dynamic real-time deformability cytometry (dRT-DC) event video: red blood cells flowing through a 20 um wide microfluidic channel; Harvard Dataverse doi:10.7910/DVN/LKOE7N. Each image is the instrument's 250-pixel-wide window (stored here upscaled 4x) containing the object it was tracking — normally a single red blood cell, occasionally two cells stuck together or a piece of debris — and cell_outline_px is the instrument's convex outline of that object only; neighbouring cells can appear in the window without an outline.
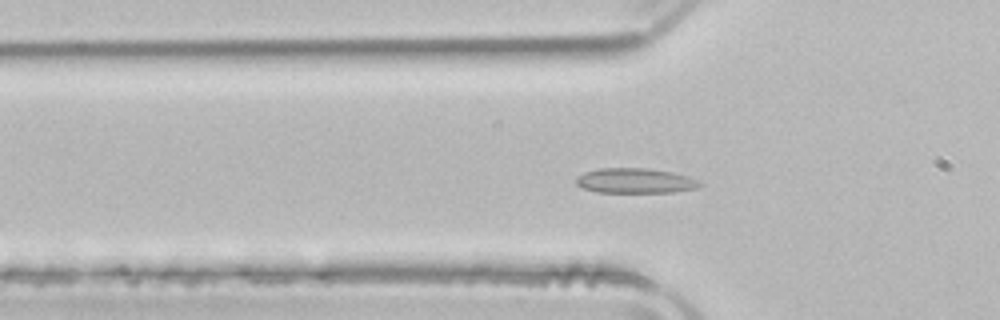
{"species": "common noctule bat (a hibernating species)", "species_latin": "Nyctalus noctula", "temperature_condition": "room temperature", "stored_images_in_passage": 51, "camera_frame_rate_fps": 3000, "um_per_image_px": 0.085, "animal": {"sex": "male", "body_mass_g": 21.5, "forearm_length_mm": 52.0}, "frame": {"image": 1, "passage_image": 16, "time_ms": 5.0, "image_size_px": [1000, 320], "cell_outline_px": [[704, 184], [696, 188], [672, 192], [596, 192], [584, 188], [576, 184], [576, 176], [584, 172], [600, 168], [648, 168], [672, 172], [688, 176], [700, 180]], "centroid_in_image_um": [54.01, 15.36], "position_along_channel_um": 71.8, "area_um2": 18.09}}
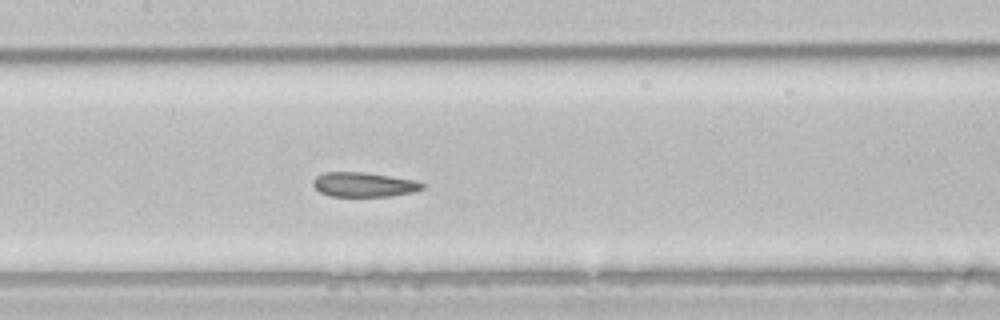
{"frame": {"image": 2, "passage_image": 24, "time_ms": 7.667, "image_size_px": [1000, 320], "cell_outline_px": [[428, 184], [424, 188], [412, 192], [392, 196], [332, 196], [320, 192], [312, 184], [312, 180], [316, 176], [324, 172], [364, 172], [416, 180]], "centroid_in_image_um": [30.96, 15.68], "position_along_channel_um": 176.4, "area_um2": 15.72}}
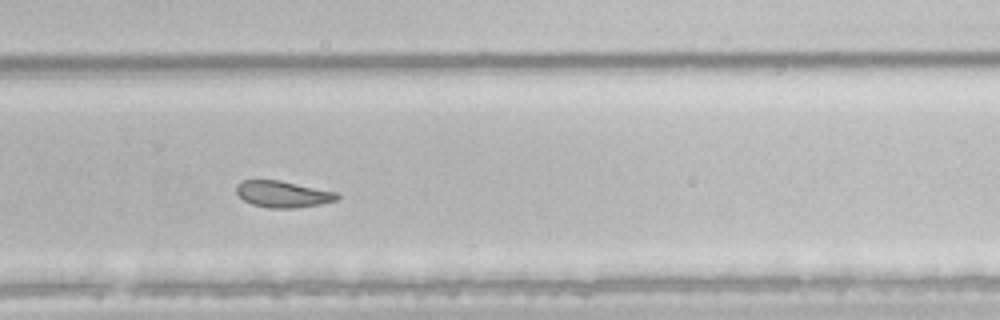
{"frame": {"image": 3, "passage_image": 34, "time_ms": 11.0, "image_size_px": [1000, 320], "cell_outline_px": [[340, 196], [336, 200], [320, 204], [296, 208], [268, 208], [252, 204], [244, 200], [236, 192], [236, 184], [244, 180], [280, 180], [340, 192]], "centroid_in_image_um": [24.08, 16.49], "position_along_channel_um": 305.7, "area_um2": 15.72}, "authors_computed_cell_mechanics": {"area_um2": 18.207, "velocity_mm_per_s": 3.9038, "shape_relaxation_time_tau1_ms": 9.9595, "shape_relaxation_time_tau2_ms": 1.3371, "deformation_change_tau1": 0.1709, "deformation_change_tau2": 0.0407}}